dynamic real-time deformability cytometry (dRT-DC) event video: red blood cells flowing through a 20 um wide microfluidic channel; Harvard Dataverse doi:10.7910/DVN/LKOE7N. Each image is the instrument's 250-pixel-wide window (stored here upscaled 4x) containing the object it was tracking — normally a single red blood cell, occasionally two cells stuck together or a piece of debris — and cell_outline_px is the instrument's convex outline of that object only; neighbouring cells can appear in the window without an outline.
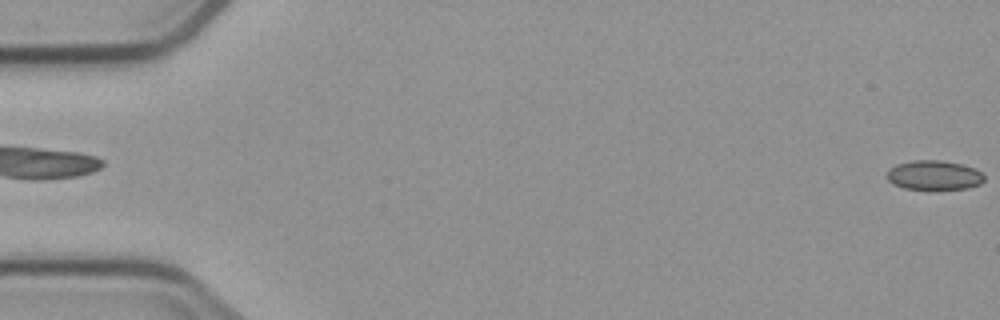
{"species": "common noctule bat (a hibernating species)", "species_latin": "Nyctalus noctula", "temperature_condition": "cold", "stored_images_in_passage": 4, "camera_frame_rate_fps": 3000, "um_per_image_px": 0.085, "animal": {"sex": "male", "body_mass_g": 23.1, "forearm_length_mm": 52.7}, "frame": {"image": 1, "passage_image": 4, "time_ms": 3.667, "image_size_px": [1000, 320], "cell_outline_px": [[984, 180], [980, 184], [968, 188], [904, 188], [892, 184], [888, 180], [888, 168], [896, 164], [912, 160], [940, 160], [964, 164], [976, 168], [984, 176]], "centroid_in_image_um": [79.39, 14.86], "position_along_channel_um": 5.6, "area_um2": 16.59}}